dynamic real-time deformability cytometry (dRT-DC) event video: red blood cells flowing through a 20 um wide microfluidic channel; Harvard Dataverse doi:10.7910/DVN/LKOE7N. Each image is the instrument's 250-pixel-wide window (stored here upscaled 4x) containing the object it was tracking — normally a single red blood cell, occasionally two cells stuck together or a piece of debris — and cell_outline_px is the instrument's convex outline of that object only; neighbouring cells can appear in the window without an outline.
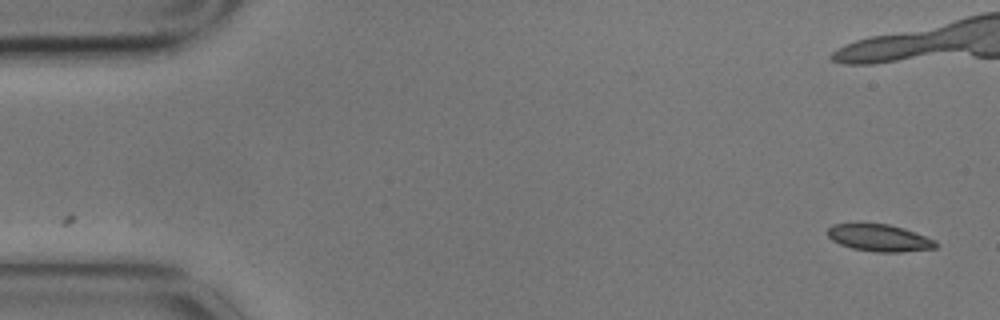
{"species": "common noctule bat (a hibernating species)", "species_latin": "Nyctalus noctula", "temperature_condition": "cold", "stored_images_in_passage": 2, "camera_frame_rate_fps": 3000, "um_per_image_px": 0.085, "animal": {"sex": "male", "body_mass_g": 17.9}, "frame": {"image": 1, "passage_image": 2, "time_ms": 0.333, "image_size_px": [1000, 320], "cell_outline_px": [[940, 244], [936, 248], [900, 252], [876, 252], [852, 248], [840, 244], [832, 240], [828, 236], [828, 228], [832, 224], [888, 224], [904, 228], [936, 240]], "centroid_in_image_um": [74.78, 20.23], "position_along_channel_um": 10.2, "area_um2": 16.99}}